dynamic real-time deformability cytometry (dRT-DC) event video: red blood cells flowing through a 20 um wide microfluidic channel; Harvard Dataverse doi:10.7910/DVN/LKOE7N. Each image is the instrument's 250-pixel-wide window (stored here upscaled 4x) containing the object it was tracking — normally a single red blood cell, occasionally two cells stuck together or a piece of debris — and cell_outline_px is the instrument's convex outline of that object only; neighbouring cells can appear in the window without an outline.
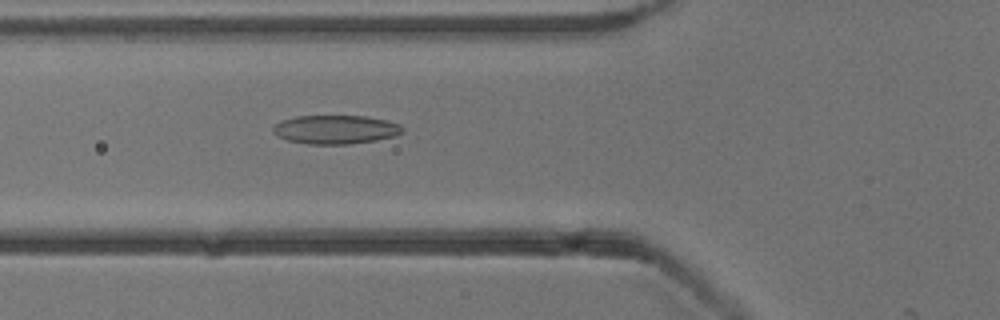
{"species": "common noctule bat (a hibernating species)", "species_latin": "Nyctalus noctula", "temperature_condition": "cold", "stored_images_in_passage": 5, "camera_frame_rate_fps": 3000, "um_per_image_px": 0.085, "animal": {"sex": "male", "body_mass_g": 13.3}, "frame": {"image": 1, "passage_image": 5, "time_ms": 4.667, "image_size_px": [1000, 320], "cell_outline_px": [[404, 132], [396, 136], [376, 140], [348, 144], [308, 144], [288, 140], [276, 136], [272, 132], [272, 128], [280, 120], [296, 116], [364, 116], [388, 120], [400, 124], [404, 128]], "centroid_in_image_um": [28.53, 11.0], "position_along_channel_um": 97.3, "area_um2": 21.91}}